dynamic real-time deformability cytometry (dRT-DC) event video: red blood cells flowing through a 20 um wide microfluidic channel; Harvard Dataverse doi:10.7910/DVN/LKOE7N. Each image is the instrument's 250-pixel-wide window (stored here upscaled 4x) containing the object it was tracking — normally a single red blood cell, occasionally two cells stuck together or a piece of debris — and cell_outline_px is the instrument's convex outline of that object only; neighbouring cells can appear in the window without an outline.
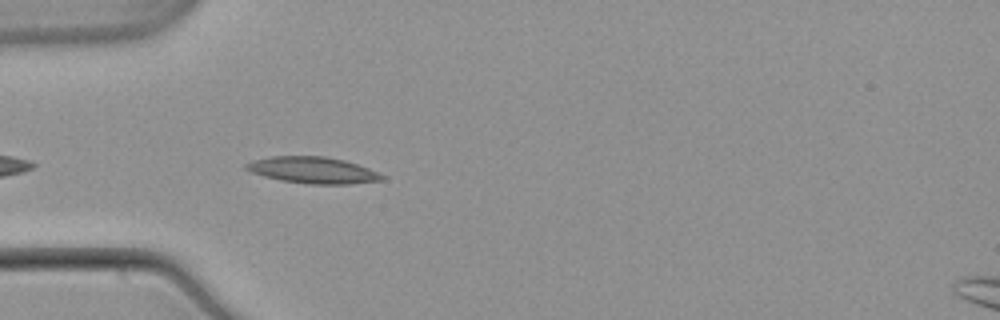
{"species": "common noctule bat (a hibernating species)", "species_latin": "Nyctalus noctula", "temperature_condition": "warm", "stored_images_in_passage": 16, "camera_frame_rate_fps": 3000, "um_per_image_px": 0.085, "animal": {"sex": "male", "body_mass_g": 21.5, "forearm_length_mm": 52.0}, "frame": {"image": 1, "passage_image": 3, "time_ms": 0.667, "image_size_px": [1000, 320], "cell_outline_px": [[384, 180], [348, 184], [308, 184], [280, 180], [264, 176], [252, 172], [244, 168], [244, 164], [252, 160], [272, 156], [324, 156], [344, 160], [368, 168], [384, 176]], "centroid_in_image_um": [26.56, 14.46], "position_along_channel_um": 58.4, "area_um2": 20.87}}